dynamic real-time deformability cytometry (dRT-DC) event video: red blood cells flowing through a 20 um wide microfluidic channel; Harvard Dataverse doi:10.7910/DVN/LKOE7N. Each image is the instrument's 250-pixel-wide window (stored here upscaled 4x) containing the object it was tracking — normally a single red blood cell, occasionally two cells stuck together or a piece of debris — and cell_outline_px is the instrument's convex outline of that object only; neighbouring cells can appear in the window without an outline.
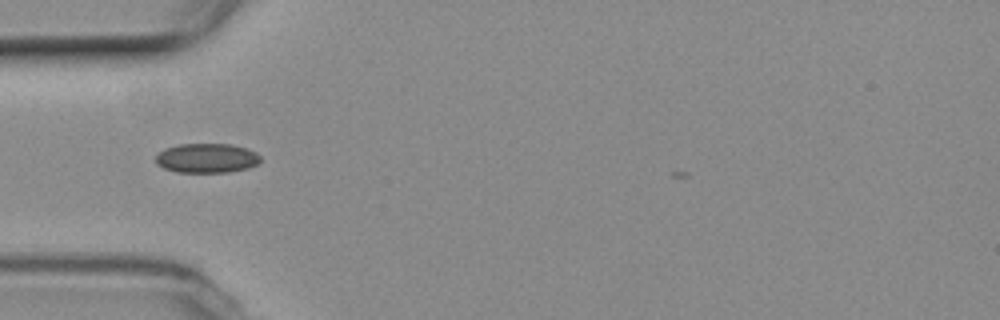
{"species": "common noctule bat (a hibernating species)", "species_latin": "Nyctalus noctula", "temperature_condition": "room temperature", "stored_images_in_passage": 36, "camera_frame_rate_fps": 3000, "um_per_image_px": 0.085, "animal": {"sex": "female", "body_mass_g": 19.3, "forearm_length_mm": 54.1}, "frame": {"image": 1, "passage_image": 2, "time_ms": 0.333, "image_size_px": [1000, 320], "cell_outline_px": [[260, 160], [256, 164], [248, 168], [228, 172], [176, 172], [164, 168], [156, 164], [156, 156], [164, 148], [180, 144], [232, 144], [256, 152], [260, 156]], "centroid_in_image_um": [17.55, 13.44], "position_along_channel_um": 67.4, "area_um2": 17.92}}
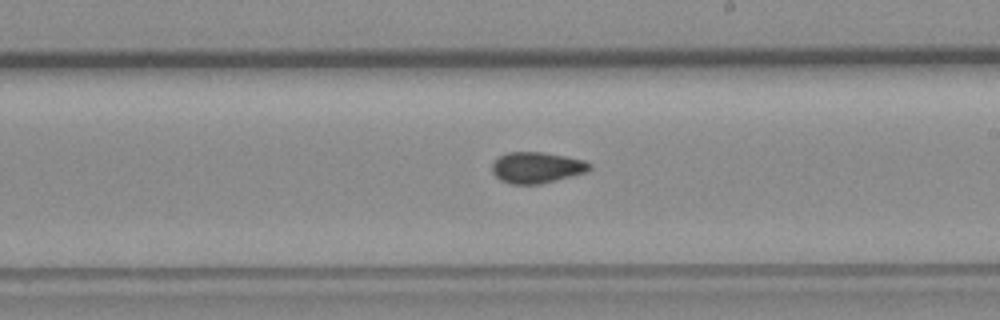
{"frame": {"image": 2, "passage_image": 16, "time_ms": 5.0, "image_size_px": [1000, 320], "cell_outline_px": [[592, 168], [588, 172], [540, 184], [512, 184], [500, 180], [492, 172], [492, 164], [500, 156], [508, 152], [540, 152], [564, 156], [584, 160], [592, 164]], "centroid_in_image_um": [45.65, 14.25], "position_along_channel_um": 243.4, "area_um2": 17.63}}
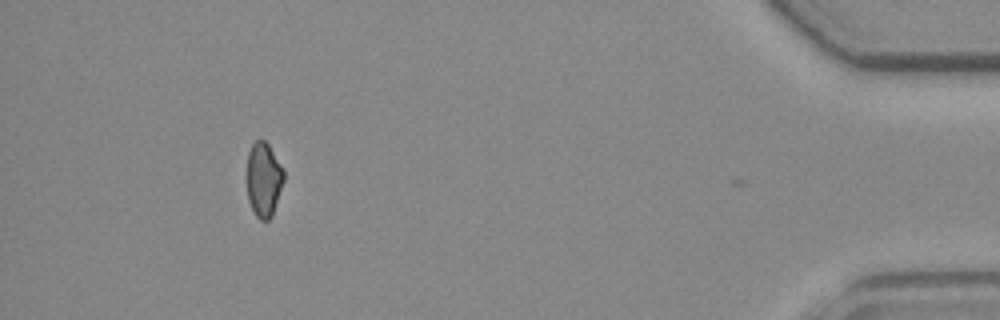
{"frame": {"image": 3, "passage_image": 35, "time_ms": 11.333, "image_size_px": [1000, 320], "cell_outline_px": [[284, 180], [272, 216], [268, 220], [260, 220], [256, 216], [248, 200], [244, 176], [248, 152], [252, 144], [256, 140], [264, 140], [268, 144], [284, 172]], "centroid_in_image_um": [22.35, 15.26], "position_along_channel_um": 412.8, "area_um2": 16.36}, "authors_computed_cell_mechanics": {"area_um2": 17.2533, "velocity_mm_per_s": 3.7606, "shape_relaxation_time_tau1_ms": null, "shape_relaxation_time_tau2_ms": 3.3332, "deformation_change_tau1": null, "deformation_change_tau2": 0.0674}}